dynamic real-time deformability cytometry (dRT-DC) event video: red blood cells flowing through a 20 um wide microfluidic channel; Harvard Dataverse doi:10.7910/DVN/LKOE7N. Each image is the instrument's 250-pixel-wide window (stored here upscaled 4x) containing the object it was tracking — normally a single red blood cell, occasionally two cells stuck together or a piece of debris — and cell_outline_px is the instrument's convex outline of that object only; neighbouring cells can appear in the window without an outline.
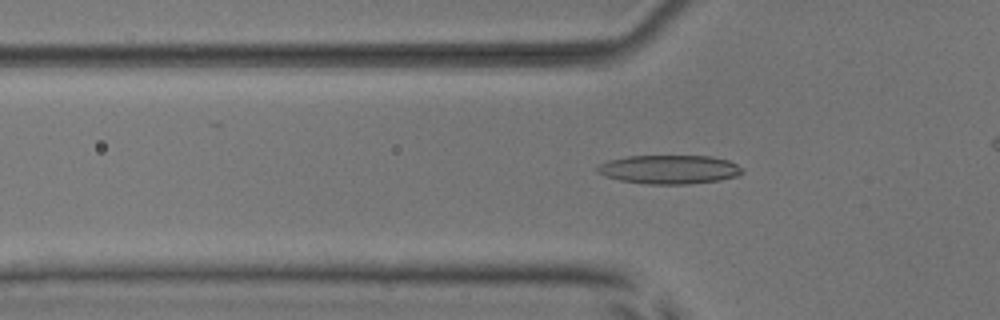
{"species": "common noctule bat (a hibernating species)", "species_latin": "Nyctalus noctula", "temperature_condition": "room temperature", "stored_images_in_passage": 45, "camera_frame_rate_fps": 3000, "um_per_image_px": 0.085, "animal": {"sex": "male", "body_mass_g": 17.9, "forearm_length_mm": 54.2}, "frame": {"image": 1, "passage_image": 17, "time_ms": 5.333, "image_size_px": [1000, 320], "cell_outline_px": [[744, 172], [736, 176], [720, 180], [688, 184], [648, 184], [620, 180], [604, 176], [596, 172], [596, 168], [600, 164], [608, 160], [628, 156], [712, 156], [728, 160], [744, 168]], "centroid_in_image_um": [56.89, 14.4], "position_along_channel_um": 68.9, "area_um2": 24.45}}
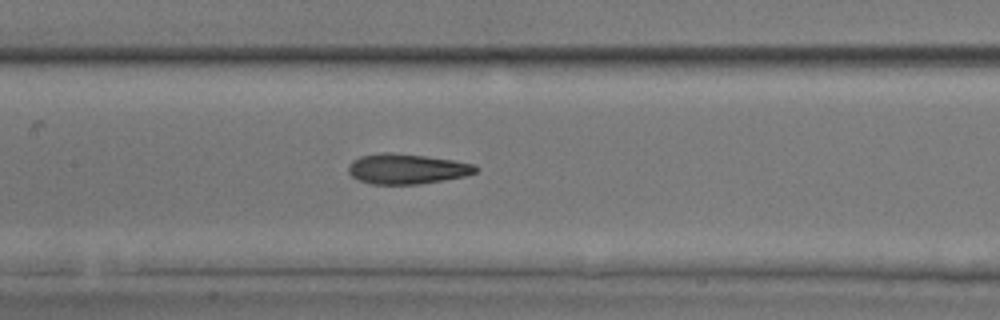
{"frame": {"image": 2, "passage_image": 25, "time_ms": 8.0, "image_size_px": [1000, 320], "cell_outline_px": [[480, 168], [476, 172], [464, 176], [416, 184], [372, 184], [360, 180], [352, 176], [348, 172], [348, 164], [352, 160], [360, 156], [384, 152], [392, 152], [424, 156], [452, 160], [476, 164]], "centroid_in_image_um": [34.56, 14.34], "position_along_channel_um": 172.8, "area_um2": 22.25}}
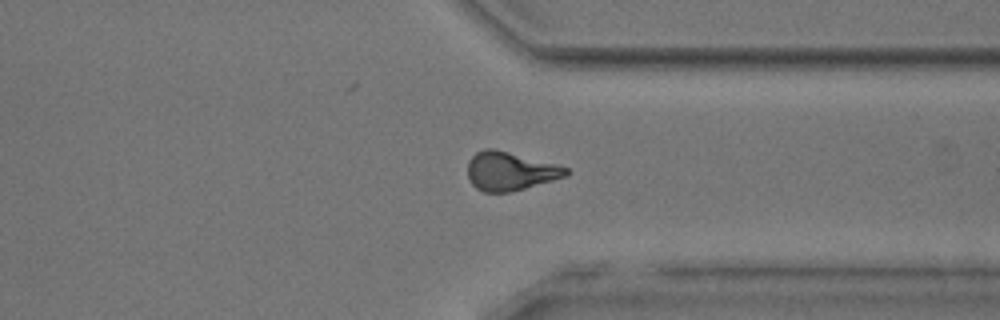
{"frame": {"image": 3, "passage_image": 40, "time_ms": 13.0, "image_size_px": [1000, 320], "cell_outline_px": [[568, 172], [564, 176], [552, 180], [524, 188], [508, 192], [484, 192], [476, 188], [472, 184], [468, 176], [468, 160], [476, 152], [484, 148], [496, 148], [556, 164], [568, 168]], "centroid_in_image_um": [43.31, 14.52], "position_along_channel_um": 368.1, "area_um2": 21.96}}